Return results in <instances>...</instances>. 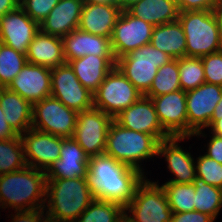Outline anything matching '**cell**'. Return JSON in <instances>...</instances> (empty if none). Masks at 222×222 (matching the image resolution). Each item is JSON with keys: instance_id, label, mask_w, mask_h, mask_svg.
<instances>
[{"instance_id": "4dcf8cb0", "label": "cell", "mask_w": 222, "mask_h": 222, "mask_svg": "<svg viewBox=\"0 0 222 222\" xmlns=\"http://www.w3.org/2000/svg\"><path fill=\"white\" fill-rule=\"evenodd\" d=\"M180 89L178 59H173L168 64L158 68L150 89L144 95L146 97H155Z\"/></svg>"}, {"instance_id": "ffe728a7", "label": "cell", "mask_w": 222, "mask_h": 222, "mask_svg": "<svg viewBox=\"0 0 222 222\" xmlns=\"http://www.w3.org/2000/svg\"><path fill=\"white\" fill-rule=\"evenodd\" d=\"M62 41L66 63L90 54L98 57H114L110 38L94 35L78 28L62 37Z\"/></svg>"}, {"instance_id": "b9f144b4", "label": "cell", "mask_w": 222, "mask_h": 222, "mask_svg": "<svg viewBox=\"0 0 222 222\" xmlns=\"http://www.w3.org/2000/svg\"><path fill=\"white\" fill-rule=\"evenodd\" d=\"M207 145L208 149L205 155L222 164V137L212 134Z\"/></svg>"}, {"instance_id": "e575fe53", "label": "cell", "mask_w": 222, "mask_h": 222, "mask_svg": "<svg viewBox=\"0 0 222 222\" xmlns=\"http://www.w3.org/2000/svg\"><path fill=\"white\" fill-rule=\"evenodd\" d=\"M179 79L181 89L185 92L196 89L205 83L202 59L184 56L178 59Z\"/></svg>"}, {"instance_id": "ab89813d", "label": "cell", "mask_w": 222, "mask_h": 222, "mask_svg": "<svg viewBox=\"0 0 222 222\" xmlns=\"http://www.w3.org/2000/svg\"><path fill=\"white\" fill-rule=\"evenodd\" d=\"M214 218L199 211L172 213L171 222H214Z\"/></svg>"}, {"instance_id": "6da1fadb", "label": "cell", "mask_w": 222, "mask_h": 222, "mask_svg": "<svg viewBox=\"0 0 222 222\" xmlns=\"http://www.w3.org/2000/svg\"><path fill=\"white\" fill-rule=\"evenodd\" d=\"M88 178L96 199L115 202L125 208L145 177L141 171L102 154L89 158Z\"/></svg>"}, {"instance_id": "2e32d148", "label": "cell", "mask_w": 222, "mask_h": 222, "mask_svg": "<svg viewBox=\"0 0 222 222\" xmlns=\"http://www.w3.org/2000/svg\"><path fill=\"white\" fill-rule=\"evenodd\" d=\"M152 99L162 128L171 136L188 137L186 92L182 89Z\"/></svg>"}, {"instance_id": "3957f363", "label": "cell", "mask_w": 222, "mask_h": 222, "mask_svg": "<svg viewBox=\"0 0 222 222\" xmlns=\"http://www.w3.org/2000/svg\"><path fill=\"white\" fill-rule=\"evenodd\" d=\"M95 199L88 177L47 178L46 215L64 222H74Z\"/></svg>"}, {"instance_id": "4fadbf2b", "label": "cell", "mask_w": 222, "mask_h": 222, "mask_svg": "<svg viewBox=\"0 0 222 222\" xmlns=\"http://www.w3.org/2000/svg\"><path fill=\"white\" fill-rule=\"evenodd\" d=\"M153 29L150 23L134 17L128 11H121L110 39L115 59L150 44Z\"/></svg>"}, {"instance_id": "603a6c76", "label": "cell", "mask_w": 222, "mask_h": 222, "mask_svg": "<svg viewBox=\"0 0 222 222\" xmlns=\"http://www.w3.org/2000/svg\"><path fill=\"white\" fill-rule=\"evenodd\" d=\"M84 0H59L48 16L39 24L49 35L64 37L79 26Z\"/></svg>"}, {"instance_id": "277c9868", "label": "cell", "mask_w": 222, "mask_h": 222, "mask_svg": "<svg viewBox=\"0 0 222 222\" xmlns=\"http://www.w3.org/2000/svg\"><path fill=\"white\" fill-rule=\"evenodd\" d=\"M178 20L186 37V56L201 58L222 50L216 10L179 12Z\"/></svg>"}, {"instance_id": "83f0119b", "label": "cell", "mask_w": 222, "mask_h": 222, "mask_svg": "<svg viewBox=\"0 0 222 222\" xmlns=\"http://www.w3.org/2000/svg\"><path fill=\"white\" fill-rule=\"evenodd\" d=\"M127 11L153 26L176 21L179 16L175 0H141Z\"/></svg>"}, {"instance_id": "52a82bcc", "label": "cell", "mask_w": 222, "mask_h": 222, "mask_svg": "<svg viewBox=\"0 0 222 222\" xmlns=\"http://www.w3.org/2000/svg\"><path fill=\"white\" fill-rule=\"evenodd\" d=\"M124 210L125 217L131 222H171L173 213L163 187L146 177L138 184ZM127 210L132 216H128Z\"/></svg>"}, {"instance_id": "44dd1931", "label": "cell", "mask_w": 222, "mask_h": 222, "mask_svg": "<svg viewBox=\"0 0 222 222\" xmlns=\"http://www.w3.org/2000/svg\"><path fill=\"white\" fill-rule=\"evenodd\" d=\"M186 138L190 139L174 136L159 142L157 155L165 157L168 169L175 175V178L168 182L192 184L197 177L194 158L178 143Z\"/></svg>"}, {"instance_id": "ac0fdd59", "label": "cell", "mask_w": 222, "mask_h": 222, "mask_svg": "<svg viewBox=\"0 0 222 222\" xmlns=\"http://www.w3.org/2000/svg\"><path fill=\"white\" fill-rule=\"evenodd\" d=\"M7 88L33 105L51 96V68L26 62Z\"/></svg>"}, {"instance_id": "ba28073f", "label": "cell", "mask_w": 222, "mask_h": 222, "mask_svg": "<svg viewBox=\"0 0 222 222\" xmlns=\"http://www.w3.org/2000/svg\"><path fill=\"white\" fill-rule=\"evenodd\" d=\"M142 95L115 66L93 94V108L114 118Z\"/></svg>"}, {"instance_id": "d590c367", "label": "cell", "mask_w": 222, "mask_h": 222, "mask_svg": "<svg viewBox=\"0 0 222 222\" xmlns=\"http://www.w3.org/2000/svg\"><path fill=\"white\" fill-rule=\"evenodd\" d=\"M197 159L195 164L197 177L209 185L222 189V164L206 155L199 156Z\"/></svg>"}, {"instance_id": "f907efd6", "label": "cell", "mask_w": 222, "mask_h": 222, "mask_svg": "<svg viewBox=\"0 0 222 222\" xmlns=\"http://www.w3.org/2000/svg\"><path fill=\"white\" fill-rule=\"evenodd\" d=\"M41 222H64V221H60L58 219H54L52 217H49L48 215H46V216L44 215Z\"/></svg>"}, {"instance_id": "8992f818", "label": "cell", "mask_w": 222, "mask_h": 222, "mask_svg": "<svg viewBox=\"0 0 222 222\" xmlns=\"http://www.w3.org/2000/svg\"><path fill=\"white\" fill-rule=\"evenodd\" d=\"M172 60L166 53L147 44L116 59L115 66L144 95L150 89L158 68Z\"/></svg>"}, {"instance_id": "d6a6232c", "label": "cell", "mask_w": 222, "mask_h": 222, "mask_svg": "<svg viewBox=\"0 0 222 222\" xmlns=\"http://www.w3.org/2000/svg\"><path fill=\"white\" fill-rule=\"evenodd\" d=\"M162 187L173 213L195 211V186L193 184L166 182Z\"/></svg>"}, {"instance_id": "d4e9b609", "label": "cell", "mask_w": 222, "mask_h": 222, "mask_svg": "<svg viewBox=\"0 0 222 222\" xmlns=\"http://www.w3.org/2000/svg\"><path fill=\"white\" fill-rule=\"evenodd\" d=\"M26 60L51 69L65 64L62 38L39 30L29 44Z\"/></svg>"}, {"instance_id": "816d5d0a", "label": "cell", "mask_w": 222, "mask_h": 222, "mask_svg": "<svg viewBox=\"0 0 222 222\" xmlns=\"http://www.w3.org/2000/svg\"><path fill=\"white\" fill-rule=\"evenodd\" d=\"M119 222H131V221L124 216Z\"/></svg>"}, {"instance_id": "30bf717a", "label": "cell", "mask_w": 222, "mask_h": 222, "mask_svg": "<svg viewBox=\"0 0 222 222\" xmlns=\"http://www.w3.org/2000/svg\"><path fill=\"white\" fill-rule=\"evenodd\" d=\"M113 120L110 115L96 108L78 112L73 138L89 158L104 154Z\"/></svg>"}, {"instance_id": "7a4b0ae2", "label": "cell", "mask_w": 222, "mask_h": 222, "mask_svg": "<svg viewBox=\"0 0 222 222\" xmlns=\"http://www.w3.org/2000/svg\"><path fill=\"white\" fill-rule=\"evenodd\" d=\"M46 172L33 167L0 175L1 208L30 211L45 208Z\"/></svg>"}, {"instance_id": "7402d4cb", "label": "cell", "mask_w": 222, "mask_h": 222, "mask_svg": "<svg viewBox=\"0 0 222 222\" xmlns=\"http://www.w3.org/2000/svg\"><path fill=\"white\" fill-rule=\"evenodd\" d=\"M120 13L117 4L84 2L78 29L111 39Z\"/></svg>"}, {"instance_id": "74e56055", "label": "cell", "mask_w": 222, "mask_h": 222, "mask_svg": "<svg viewBox=\"0 0 222 222\" xmlns=\"http://www.w3.org/2000/svg\"><path fill=\"white\" fill-rule=\"evenodd\" d=\"M205 82L222 86V50L201 57Z\"/></svg>"}, {"instance_id": "8fae6325", "label": "cell", "mask_w": 222, "mask_h": 222, "mask_svg": "<svg viewBox=\"0 0 222 222\" xmlns=\"http://www.w3.org/2000/svg\"><path fill=\"white\" fill-rule=\"evenodd\" d=\"M221 99L222 86L207 82L186 92L188 137L205 136L202 130L209 126L214 109Z\"/></svg>"}, {"instance_id": "f1b7e54d", "label": "cell", "mask_w": 222, "mask_h": 222, "mask_svg": "<svg viewBox=\"0 0 222 222\" xmlns=\"http://www.w3.org/2000/svg\"><path fill=\"white\" fill-rule=\"evenodd\" d=\"M195 186V211L208 214L216 219L222 207V189L205 183L196 177L192 183Z\"/></svg>"}, {"instance_id": "5b68a950", "label": "cell", "mask_w": 222, "mask_h": 222, "mask_svg": "<svg viewBox=\"0 0 222 222\" xmlns=\"http://www.w3.org/2000/svg\"><path fill=\"white\" fill-rule=\"evenodd\" d=\"M159 141L153 136L120 126L114 120L111 123L106 140L104 154L119 163L141 171V160L157 156Z\"/></svg>"}, {"instance_id": "f6af8a7d", "label": "cell", "mask_w": 222, "mask_h": 222, "mask_svg": "<svg viewBox=\"0 0 222 222\" xmlns=\"http://www.w3.org/2000/svg\"><path fill=\"white\" fill-rule=\"evenodd\" d=\"M211 133L222 137V118L218 120H211L209 126Z\"/></svg>"}, {"instance_id": "cb8c5ba5", "label": "cell", "mask_w": 222, "mask_h": 222, "mask_svg": "<svg viewBox=\"0 0 222 222\" xmlns=\"http://www.w3.org/2000/svg\"><path fill=\"white\" fill-rule=\"evenodd\" d=\"M80 83L94 94L107 74L115 67V57L86 55L67 62Z\"/></svg>"}, {"instance_id": "5bb4252c", "label": "cell", "mask_w": 222, "mask_h": 222, "mask_svg": "<svg viewBox=\"0 0 222 222\" xmlns=\"http://www.w3.org/2000/svg\"><path fill=\"white\" fill-rule=\"evenodd\" d=\"M20 137L27 166L46 172L54 162L60 159L62 137L32 127Z\"/></svg>"}, {"instance_id": "bcb514c9", "label": "cell", "mask_w": 222, "mask_h": 222, "mask_svg": "<svg viewBox=\"0 0 222 222\" xmlns=\"http://www.w3.org/2000/svg\"><path fill=\"white\" fill-rule=\"evenodd\" d=\"M141 0H117V5L121 11H127L134 4L140 2Z\"/></svg>"}, {"instance_id": "7bdbcfd3", "label": "cell", "mask_w": 222, "mask_h": 222, "mask_svg": "<svg viewBox=\"0 0 222 222\" xmlns=\"http://www.w3.org/2000/svg\"><path fill=\"white\" fill-rule=\"evenodd\" d=\"M17 134L9 126L8 122L5 119L3 108L0 104V140H7L9 138L16 137Z\"/></svg>"}, {"instance_id": "7c38bea8", "label": "cell", "mask_w": 222, "mask_h": 222, "mask_svg": "<svg viewBox=\"0 0 222 222\" xmlns=\"http://www.w3.org/2000/svg\"><path fill=\"white\" fill-rule=\"evenodd\" d=\"M51 96L77 112L93 108V94L80 83L68 63L51 69Z\"/></svg>"}, {"instance_id": "681fc988", "label": "cell", "mask_w": 222, "mask_h": 222, "mask_svg": "<svg viewBox=\"0 0 222 222\" xmlns=\"http://www.w3.org/2000/svg\"><path fill=\"white\" fill-rule=\"evenodd\" d=\"M87 3H111L117 4V0H84Z\"/></svg>"}, {"instance_id": "f546056e", "label": "cell", "mask_w": 222, "mask_h": 222, "mask_svg": "<svg viewBox=\"0 0 222 222\" xmlns=\"http://www.w3.org/2000/svg\"><path fill=\"white\" fill-rule=\"evenodd\" d=\"M124 216L122 205L95 198L74 222H119Z\"/></svg>"}, {"instance_id": "9a60e30c", "label": "cell", "mask_w": 222, "mask_h": 222, "mask_svg": "<svg viewBox=\"0 0 222 222\" xmlns=\"http://www.w3.org/2000/svg\"><path fill=\"white\" fill-rule=\"evenodd\" d=\"M114 121L127 129L153 135L159 142L171 137L162 128L152 99L145 95L115 116Z\"/></svg>"}, {"instance_id": "836d02e7", "label": "cell", "mask_w": 222, "mask_h": 222, "mask_svg": "<svg viewBox=\"0 0 222 222\" xmlns=\"http://www.w3.org/2000/svg\"><path fill=\"white\" fill-rule=\"evenodd\" d=\"M26 62V54L0 42V87L7 88Z\"/></svg>"}, {"instance_id": "e0dca14e", "label": "cell", "mask_w": 222, "mask_h": 222, "mask_svg": "<svg viewBox=\"0 0 222 222\" xmlns=\"http://www.w3.org/2000/svg\"><path fill=\"white\" fill-rule=\"evenodd\" d=\"M40 26L19 6L0 18V42L26 54Z\"/></svg>"}, {"instance_id": "9c48e42d", "label": "cell", "mask_w": 222, "mask_h": 222, "mask_svg": "<svg viewBox=\"0 0 222 222\" xmlns=\"http://www.w3.org/2000/svg\"><path fill=\"white\" fill-rule=\"evenodd\" d=\"M78 112L49 96L33 104L31 127L62 138H72Z\"/></svg>"}, {"instance_id": "484cf974", "label": "cell", "mask_w": 222, "mask_h": 222, "mask_svg": "<svg viewBox=\"0 0 222 222\" xmlns=\"http://www.w3.org/2000/svg\"><path fill=\"white\" fill-rule=\"evenodd\" d=\"M0 104L6 121L17 135L31 128L33 105L29 101L8 88H0Z\"/></svg>"}, {"instance_id": "60d3db41", "label": "cell", "mask_w": 222, "mask_h": 222, "mask_svg": "<svg viewBox=\"0 0 222 222\" xmlns=\"http://www.w3.org/2000/svg\"><path fill=\"white\" fill-rule=\"evenodd\" d=\"M45 208L30 211H16L11 222H41Z\"/></svg>"}, {"instance_id": "7dc6e473", "label": "cell", "mask_w": 222, "mask_h": 222, "mask_svg": "<svg viewBox=\"0 0 222 222\" xmlns=\"http://www.w3.org/2000/svg\"><path fill=\"white\" fill-rule=\"evenodd\" d=\"M221 118H222V99L218 102L217 106L215 107L211 120H218Z\"/></svg>"}, {"instance_id": "c3c4849f", "label": "cell", "mask_w": 222, "mask_h": 222, "mask_svg": "<svg viewBox=\"0 0 222 222\" xmlns=\"http://www.w3.org/2000/svg\"><path fill=\"white\" fill-rule=\"evenodd\" d=\"M216 14L218 16V21L220 25V35L222 40V4H220L216 9Z\"/></svg>"}, {"instance_id": "d6986e66", "label": "cell", "mask_w": 222, "mask_h": 222, "mask_svg": "<svg viewBox=\"0 0 222 222\" xmlns=\"http://www.w3.org/2000/svg\"><path fill=\"white\" fill-rule=\"evenodd\" d=\"M89 157L78 142L72 138H62L60 159L46 171V178L88 177Z\"/></svg>"}, {"instance_id": "4316f807", "label": "cell", "mask_w": 222, "mask_h": 222, "mask_svg": "<svg viewBox=\"0 0 222 222\" xmlns=\"http://www.w3.org/2000/svg\"><path fill=\"white\" fill-rule=\"evenodd\" d=\"M150 44L173 59L186 56V37L179 20L154 26Z\"/></svg>"}, {"instance_id": "1f68e13d", "label": "cell", "mask_w": 222, "mask_h": 222, "mask_svg": "<svg viewBox=\"0 0 222 222\" xmlns=\"http://www.w3.org/2000/svg\"><path fill=\"white\" fill-rule=\"evenodd\" d=\"M27 166L20 135L0 140V175L19 171Z\"/></svg>"}, {"instance_id": "ee69618b", "label": "cell", "mask_w": 222, "mask_h": 222, "mask_svg": "<svg viewBox=\"0 0 222 222\" xmlns=\"http://www.w3.org/2000/svg\"><path fill=\"white\" fill-rule=\"evenodd\" d=\"M20 0H0V18L19 7Z\"/></svg>"}, {"instance_id": "8d00e7d4", "label": "cell", "mask_w": 222, "mask_h": 222, "mask_svg": "<svg viewBox=\"0 0 222 222\" xmlns=\"http://www.w3.org/2000/svg\"><path fill=\"white\" fill-rule=\"evenodd\" d=\"M58 2L59 0H20L19 6L33 21L40 24Z\"/></svg>"}, {"instance_id": "f35d334b", "label": "cell", "mask_w": 222, "mask_h": 222, "mask_svg": "<svg viewBox=\"0 0 222 222\" xmlns=\"http://www.w3.org/2000/svg\"><path fill=\"white\" fill-rule=\"evenodd\" d=\"M179 12L195 10H216L220 0H175Z\"/></svg>"}]
</instances>
